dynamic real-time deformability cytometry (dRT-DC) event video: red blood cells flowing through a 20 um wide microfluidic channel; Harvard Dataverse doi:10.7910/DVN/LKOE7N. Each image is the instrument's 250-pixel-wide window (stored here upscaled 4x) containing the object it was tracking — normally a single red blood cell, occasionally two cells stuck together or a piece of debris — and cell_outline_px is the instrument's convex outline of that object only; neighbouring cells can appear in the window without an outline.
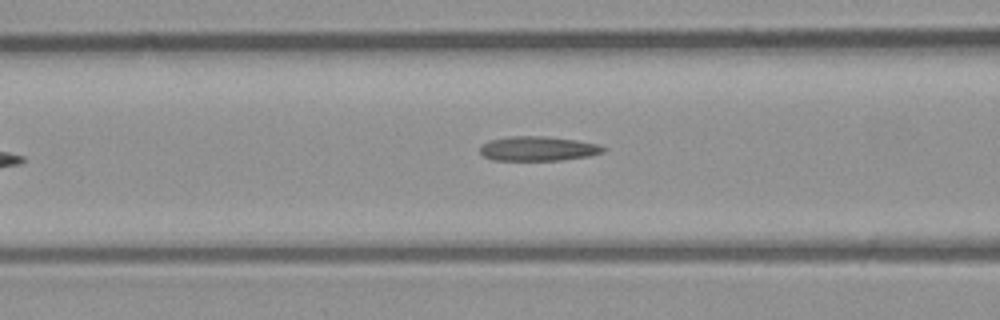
{"species": "common noctule bat (a hibernating species)", "species_latin": "Nyctalus noctula", "temperature_condition": "room temperature", "stored_images_in_passage": 6, "camera_frame_rate_fps": 3000, "um_per_image_px": 0.085, "animal": {"sex": "male", "body_mass_g": 23.1, "forearm_length_mm": 52.7}, "frame": {"image": 1, "passage_image": 6, "time_ms": 1.667, "image_size_px": [1000, 320], "cell_outline_px": [[608, 148], [604, 152], [588, 156], [560, 160], [492, 160], [484, 156], [480, 152], [480, 144], [488, 140], [508, 136], [544, 136], [576, 140], [596, 144]], "centroid_in_image_um": [45.69, 12.63], "position_along_channel_um": 120.9, "area_um2": 17.69}}